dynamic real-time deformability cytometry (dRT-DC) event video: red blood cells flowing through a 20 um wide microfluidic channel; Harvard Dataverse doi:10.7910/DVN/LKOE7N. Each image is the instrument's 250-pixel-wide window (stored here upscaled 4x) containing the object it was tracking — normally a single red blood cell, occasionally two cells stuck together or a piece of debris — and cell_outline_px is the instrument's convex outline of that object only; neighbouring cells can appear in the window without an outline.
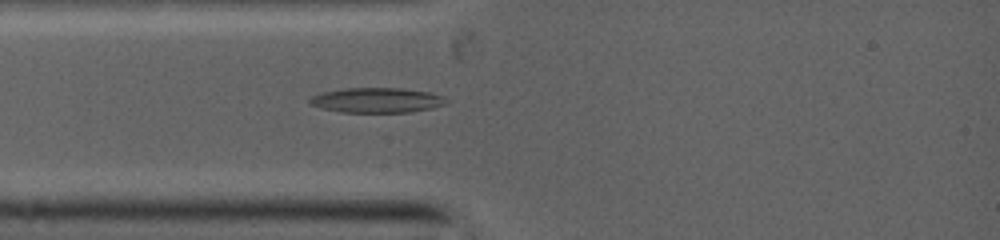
{"species": "common noctule bat (a hibernating species)", "species_latin": "Nyctalus noctula", "temperature_condition": "warm", "stored_images_in_passage": 69, "camera_frame_rate_fps": 5000, "um_per_image_px": 0.085, "animal": {"sex": "female", "body_mass_g": 19.0, "forearm_length_mm": 53.3}, "frame": {"image": 1, "passage_image": 11, "time_ms": 2.2, "image_size_px": [1000, 240], "cell_outline_px": [[444, 104], [432, 108], [408, 112], [340, 112], [324, 108], [312, 104], [308, 100], [312, 96], [324, 92], [348, 88], [400, 88], [428, 92], [440, 96]], "centroid_in_image_um": [31.98, 8.52], "position_along_channel_um": 53.0, "area_um2": 19.25}}
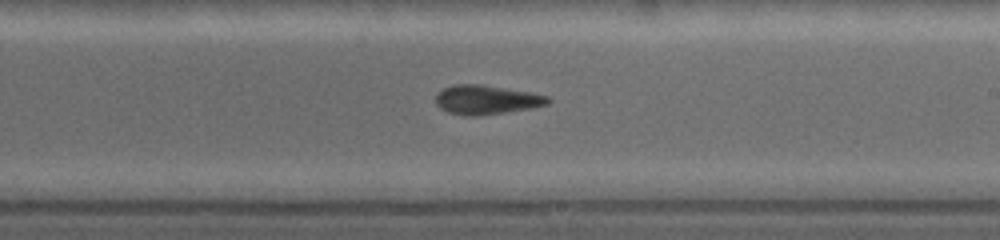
{"frame": {"image": 2, "passage_image": 33, "time_ms": 6.6, "image_size_px": [1000, 240], "cell_outline_px": [[552, 100], [548, 104], [528, 108], [504, 112], [448, 112], [440, 108], [436, 104], [436, 96], [444, 88], [456, 84], [476, 84], [528, 92], [548, 96]], "centroid_in_image_um": [41.38, 8.42], "position_along_channel_um": 247.6, "area_um2": 17.69}}
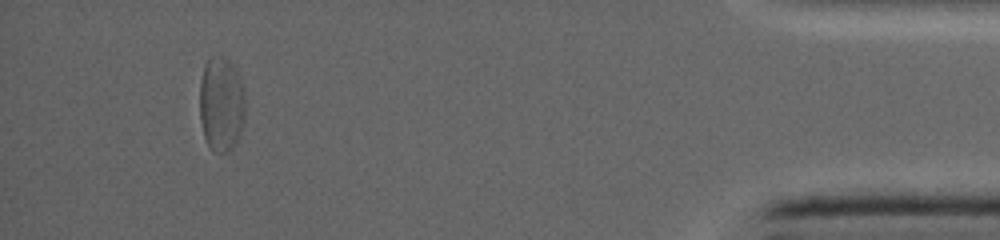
{"frame": {"image": 3, "passage_image": 61, "time_ms": 12.2, "image_size_px": [1000, 240], "cell_outline_px": [[244, 112], [240, 128], [232, 144], [224, 152], [220, 152], [212, 148], [208, 144], [204, 136], [200, 120], [200, 80], [204, 64], [212, 56], [228, 60], [232, 64], [244, 88]], "centroid_in_image_um": [18.77, 8.78], "position_along_channel_um": 416.4, "area_um2": 24.28}}